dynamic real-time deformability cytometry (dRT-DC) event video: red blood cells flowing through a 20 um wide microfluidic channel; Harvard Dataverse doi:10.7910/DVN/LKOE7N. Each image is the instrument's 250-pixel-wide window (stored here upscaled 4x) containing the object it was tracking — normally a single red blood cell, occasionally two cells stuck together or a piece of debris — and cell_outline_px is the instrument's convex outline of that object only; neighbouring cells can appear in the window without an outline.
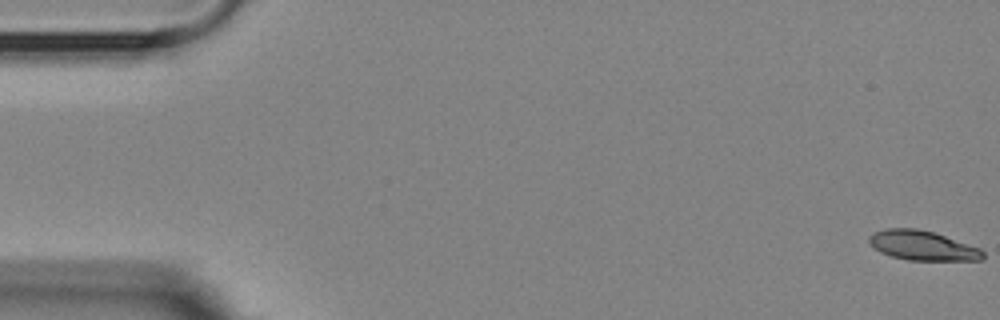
{"species": "Egyptian fruit bat (a non-hibernating species)", "species_latin": "Rousettus aegyptiacus", "temperature_condition": "room temperature", "stored_images_in_passage": 6, "camera_frame_rate_fps": 3000, "um_per_image_px": 0.085, "animal": {"sex": "female"}, "frame": {"image": 1, "passage_image": 1, "time_ms": 0.0, "image_size_px": [1000, 320], "cell_outline_px": [[984, 260], [908, 260], [892, 256], [880, 252], [872, 248], [868, 244], [868, 236], [872, 232], [884, 228], [916, 228], [936, 232], [980, 248], [984, 252]], "centroid_in_image_um": [78.37, 20.85], "position_along_channel_um": 6.6, "area_um2": 20.0}}
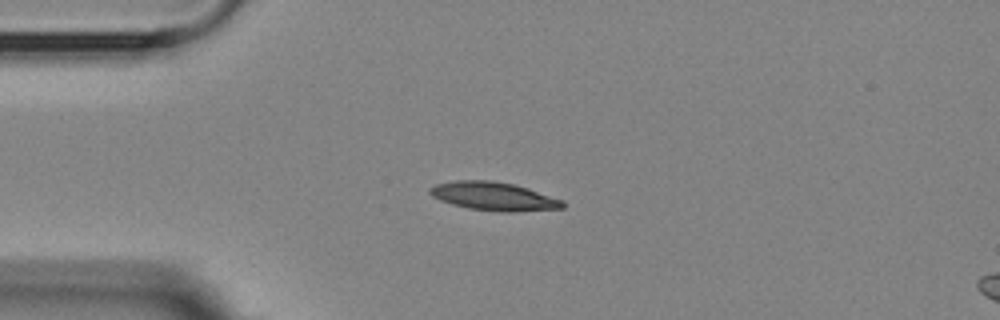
{"frame": {"image": 2, "passage_image": 5, "time_ms": 4.333, "image_size_px": [1000, 320], "cell_outline_px": [[564, 208], [512, 212], [500, 212], [468, 208], [452, 204], [440, 200], [432, 196], [428, 192], [428, 188], [436, 184], [456, 180], [492, 180], [512, 184], [528, 188], [564, 200]], "centroid_in_image_um": [41.96, 16.68], "position_along_channel_um": 43.0, "area_um2": 22.08}}